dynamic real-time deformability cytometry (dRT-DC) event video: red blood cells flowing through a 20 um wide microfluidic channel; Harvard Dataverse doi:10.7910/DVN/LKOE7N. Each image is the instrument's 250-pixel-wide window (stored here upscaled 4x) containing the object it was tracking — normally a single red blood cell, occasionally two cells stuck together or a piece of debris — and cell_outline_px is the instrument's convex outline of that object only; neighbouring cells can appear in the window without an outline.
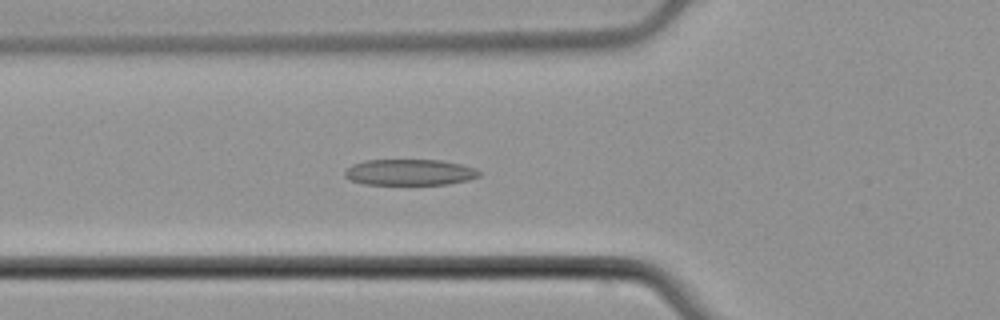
{"species": "common noctule bat (a hibernating species)", "species_latin": "Nyctalus noctula", "temperature_condition": "cold", "stored_images_in_passage": 40, "camera_frame_rate_fps": 3000, "um_per_image_px": 0.085, "animal": {"sex": "male", "body_mass_g": 21.5, "forearm_length_mm": 52.0}, "frame": {"image": 1, "passage_image": 9, "time_ms": 2.667, "image_size_px": [1000, 320], "cell_outline_px": [[480, 176], [468, 180], [448, 184], [364, 184], [348, 180], [344, 176], [344, 172], [352, 164], [364, 160], [440, 160], [460, 164], [472, 168], [480, 172]], "centroid_in_image_um": [34.77, 14.64], "position_along_channel_um": 91.0, "area_um2": 20.35}}
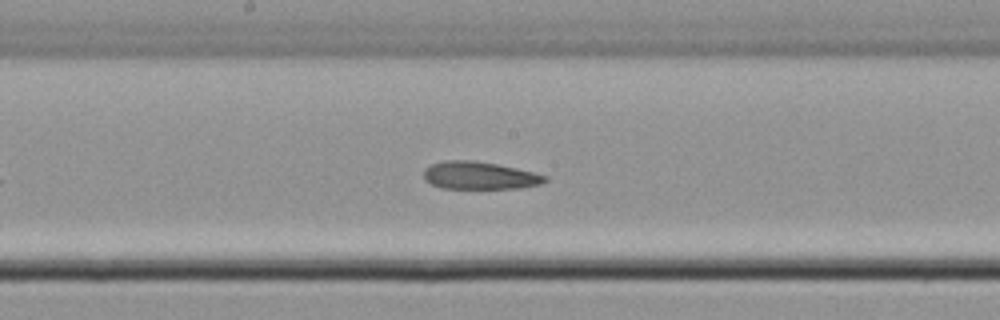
{"frame": {"image": 2, "passage_image": 18, "time_ms": 5.667, "image_size_px": [1000, 320], "cell_outline_px": [[548, 180], [540, 184], [520, 188], [440, 188], [424, 180], [424, 168], [432, 164], [444, 160], [472, 160], [496, 164], [516, 168], [548, 176]], "centroid_in_image_um": [40.74, 14.92], "position_along_channel_um": 207.5, "area_um2": 19.48}}
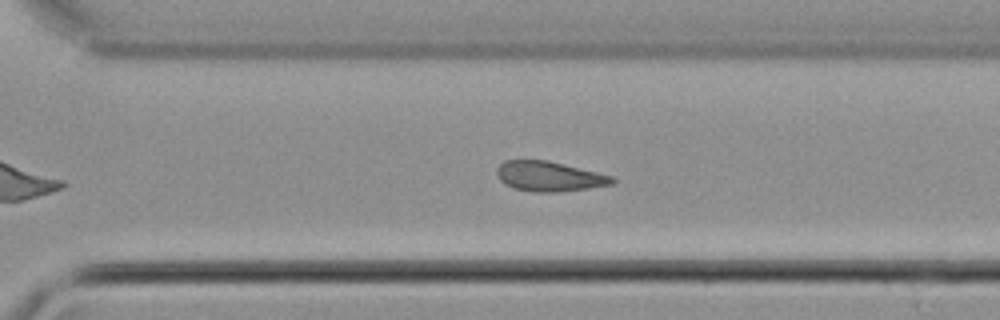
{"frame": {"image": 3, "passage_image": 27, "time_ms": 8.667, "image_size_px": [1000, 320], "cell_outline_px": [[616, 180], [612, 184], [588, 188], [560, 192], [536, 192], [512, 188], [504, 184], [500, 180], [496, 172], [496, 168], [504, 160], [548, 160], [612, 176]], "centroid_in_image_um": [46.64, 14.99], "position_along_channel_um": 324.0, "area_um2": 20.11}, "authors_computed_cell_mechanics": {"area_um2": 20.6924, "velocity_mm_per_s": 3.8786, "shape_relaxation_time_tau1_ms": null, "shape_relaxation_time_tau2_ms": 3.4487, "deformation_change_tau1": null, "deformation_change_tau2": 0.0843}}